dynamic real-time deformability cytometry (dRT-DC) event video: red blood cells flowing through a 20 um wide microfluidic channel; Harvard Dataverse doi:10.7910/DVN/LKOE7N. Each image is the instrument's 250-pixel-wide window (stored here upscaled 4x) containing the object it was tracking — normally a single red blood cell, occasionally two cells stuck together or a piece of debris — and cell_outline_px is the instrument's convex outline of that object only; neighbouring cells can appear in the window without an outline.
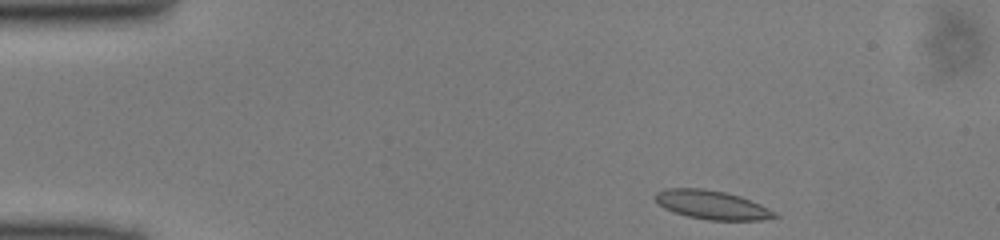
{"species": "common noctule bat (a hibernating species)", "species_latin": "Nyctalus noctula", "temperature_condition": "cold", "stored_images_in_passage": 43, "camera_frame_rate_fps": 3000, "um_per_image_px": 0.085, "animal": {"sex": "male", "body_mass_g": 13.0, "forearm_length_mm": 53.1}, "frame": {"image": 1, "passage_image": 1, "time_ms": 0.0, "image_size_px": [1000, 240], "cell_outline_px": [[780, 216], [760, 220], [708, 220], [688, 216], [664, 208], [652, 196], [656, 192], [664, 188], [704, 188], [724, 192], [740, 196], [760, 204], [776, 212]], "centroid_in_image_um": [60.5, 17.4], "position_along_channel_um": 24.5, "area_um2": 20.0}}
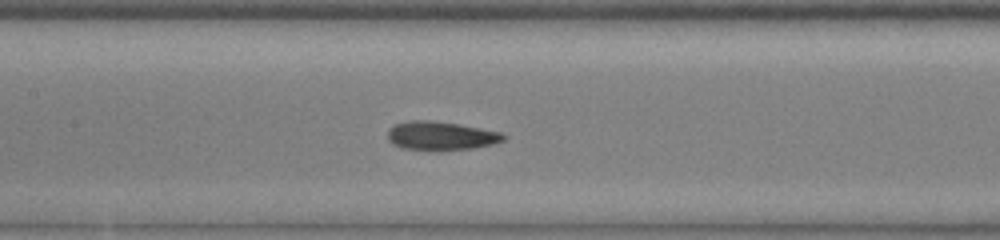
{"frame": {"image": 2, "passage_image": 17, "time_ms": 5.333, "image_size_px": [1000, 240], "cell_outline_px": [[508, 136], [504, 140], [492, 144], [472, 148], [404, 148], [392, 144], [388, 140], [388, 128], [396, 124], [412, 120], [432, 120], [460, 124], [500, 132]], "centroid_in_image_um": [37.48, 11.5], "position_along_channel_um": 169.9, "area_um2": 18.73}}
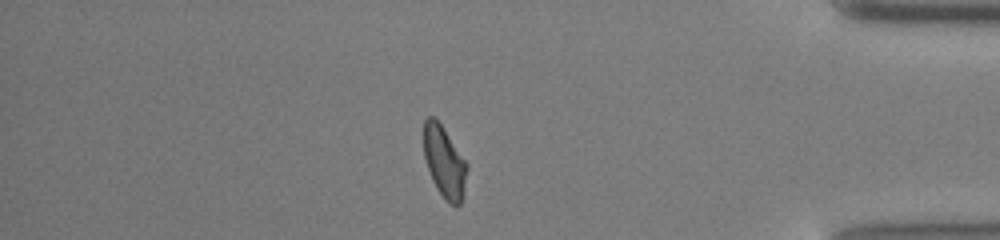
{"frame": {"image": 3, "passage_image": 36, "time_ms": 11.667, "image_size_px": [1000, 240], "cell_outline_px": [[468, 168], [464, 196], [460, 204], [456, 208], [436, 188], [432, 180], [424, 156], [424, 120], [428, 116], [432, 116], [440, 124], [468, 164]], "centroid_in_image_um": [37.79, 13.8], "position_along_channel_um": 397.4, "area_um2": 17.8}}